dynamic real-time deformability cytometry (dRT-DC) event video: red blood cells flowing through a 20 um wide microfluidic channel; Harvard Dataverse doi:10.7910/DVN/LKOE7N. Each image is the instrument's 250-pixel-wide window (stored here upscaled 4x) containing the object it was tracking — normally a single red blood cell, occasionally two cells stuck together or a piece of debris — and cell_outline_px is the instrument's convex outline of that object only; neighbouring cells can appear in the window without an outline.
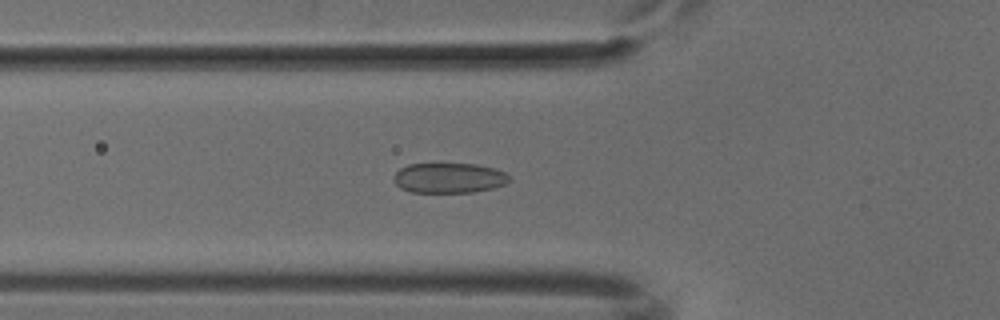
{"species": "common noctule bat (a hibernating species)", "species_latin": "Nyctalus noctula", "temperature_condition": "cold", "stored_images_in_passage": 46, "camera_frame_rate_fps": 3000, "um_per_image_px": 0.085, "animal": {"sex": "male", "body_mass_g": 18.8}, "frame": {"image": 1, "passage_image": 13, "time_ms": 4.0, "image_size_px": [1000, 320], "cell_outline_px": [[508, 180], [504, 184], [492, 188], [472, 192], [412, 192], [400, 188], [392, 180], [392, 176], [400, 168], [408, 164], [476, 164], [492, 168], [504, 172], [508, 176]], "centroid_in_image_um": [38.09, 15.12], "position_along_channel_um": 87.7, "area_um2": 20.11}}
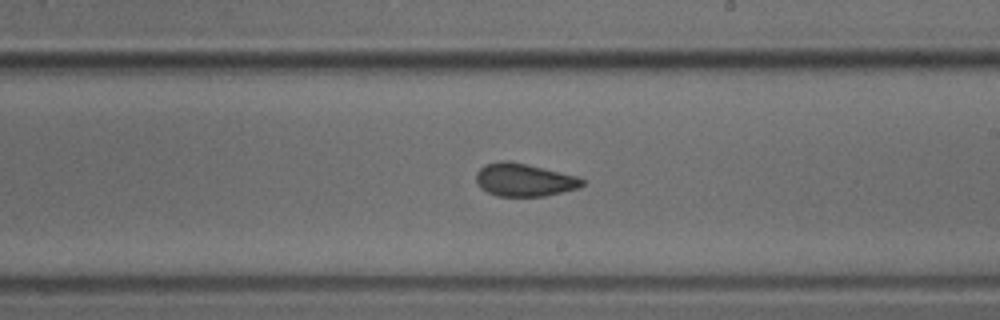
{"frame": {"image": 2, "passage_image": 25, "time_ms": 8.0, "image_size_px": [1000, 320], "cell_outline_px": [[584, 184], [580, 188], [544, 196], [496, 196], [480, 188], [476, 184], [476, 172], [484, 164], [500, 160], [508, 160], [544, 168], [576, 176], [584, 180]], "centroid_in_image_um": [44.52, 15.29], "position_along_channel_um": 244.5, "area_um2": 20.46}}
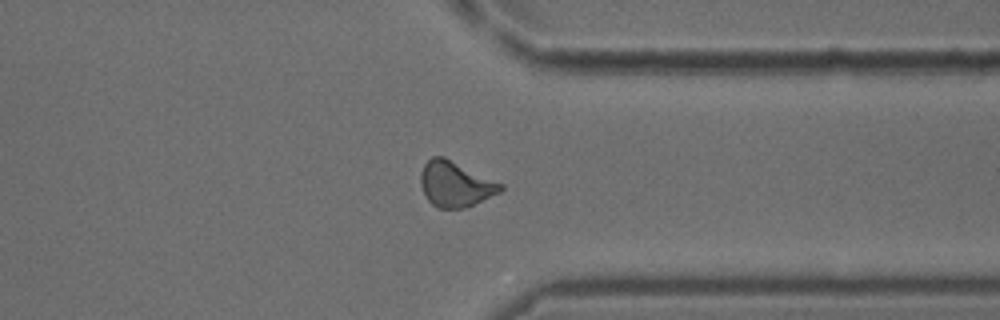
{"frame": {"image": 3, "passage_image": 35, "time_ms": 11.333, "image_size_px": [1000, 320], "cell_outline_px": [[504, 188], [500, 192], [464, 208], [440, 208], [432, 204], [428, 200], [420, 184], [420, 172], [424, 164], [432, 156], [444, 156], [504, 184]], "centroid_in_image_um": [38.7, 15.63], "position_along_channel_um": 372.7, "area_um2": 21.1}}